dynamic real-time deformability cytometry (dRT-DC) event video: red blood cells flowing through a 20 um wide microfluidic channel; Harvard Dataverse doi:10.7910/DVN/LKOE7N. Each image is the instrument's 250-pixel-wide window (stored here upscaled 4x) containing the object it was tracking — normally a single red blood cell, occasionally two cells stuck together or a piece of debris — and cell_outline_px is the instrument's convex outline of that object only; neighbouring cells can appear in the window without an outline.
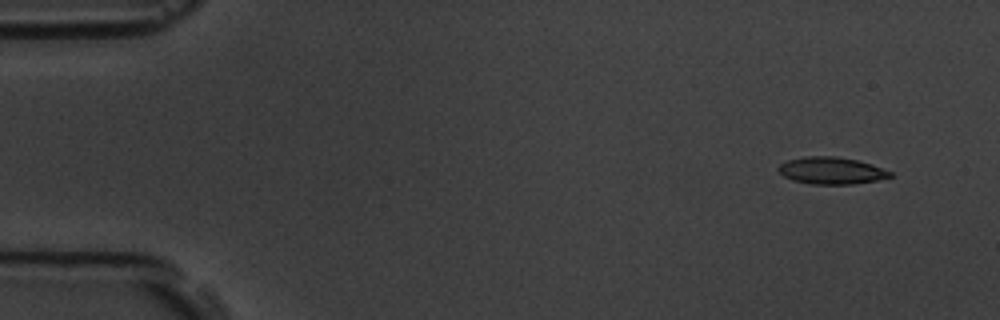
{"species": "common noctule bat (a hibernating species)", "species_latin": "Nyctalus noctula", "temperature_condition": "room temperature", "stored_images_in_passage": 4, "camera_frame_rate_fps": 3000, "um_per_image_px": 0.085, "animal": {"sex": "male", "body_mass_g": 19.5, "forearm_length_mm": 54.6}, "frame": {"image": 1, "passage_image": 1, "time_ms": 0.0, "image_size_px": [1000, 320], "cell_outline_px": [[892, 176], [876, 180], [852, 184], [812, 184], [792, 180], [784, 176], [776, 168], [780, 164], [788, 160], [804, 156], [836, 156], [856, 160], [872, 164], [892, 172]], "centroid_in_image_um": [70.64, 14.49], "position_along_channel_um": 14.4, "area_um2": 17.51}}
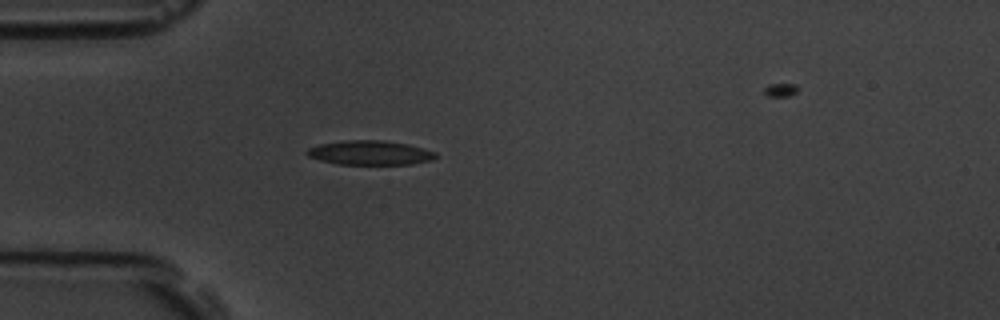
{"frame": {"image": 2, "passage_image": 4, "time_ms": 4.0, "image_size_px": [1000, 320], "cell_outline_px": [[436, 156], [432, 160], [408, 164], [336, 164], [320, 160], [308, 156], [304, 152], [308, 148], [320, 144], [344, 140], [384, 140], [408, 144], [424, 148], [436, 152]], "centroid_in_image_um": [31.43, 12.98], "position_along_channel_um": 53.6, "area_um2": 18.26}}